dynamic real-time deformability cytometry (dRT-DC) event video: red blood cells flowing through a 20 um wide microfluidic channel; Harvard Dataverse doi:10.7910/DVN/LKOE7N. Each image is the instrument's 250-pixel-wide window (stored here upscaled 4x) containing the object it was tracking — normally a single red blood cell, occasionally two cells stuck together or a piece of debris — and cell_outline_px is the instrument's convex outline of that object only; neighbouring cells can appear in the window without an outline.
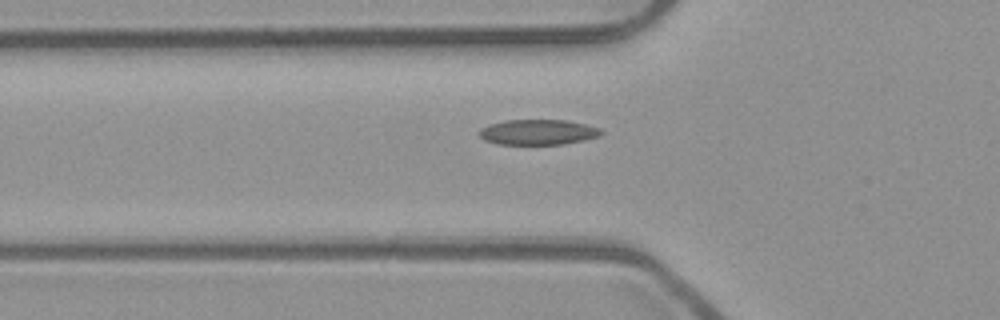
{"species": "common noctule bat (a hibernating species)", "species_latin": "Nyctalus noctula", "temperature_condition": "room temperature", "stored_images_in_passage": 35, "camera_frame_rate_fps": 3000, "um_per_image_px": 0.085, "animal": {"sex": "male", "body_mass_g": 23.1, "forearm_length_mm": 52.7}, "frame": {"image": 1, "passage_image": 2, "time_ms": 0.333, "image_size_px": [1000, 320], "cell_outline_px": [[604, 132], [600, 136], [584, 140], [564, 144], [496, 144], [484, 140], [476, 132], [480, 128], [488, 124], [504, 120], [568, 120], [600, 128]], "centroid_in_image_um": [45.7, 11.23], "position_along_channel_um": 80.1, "area_um2": 18.21}}
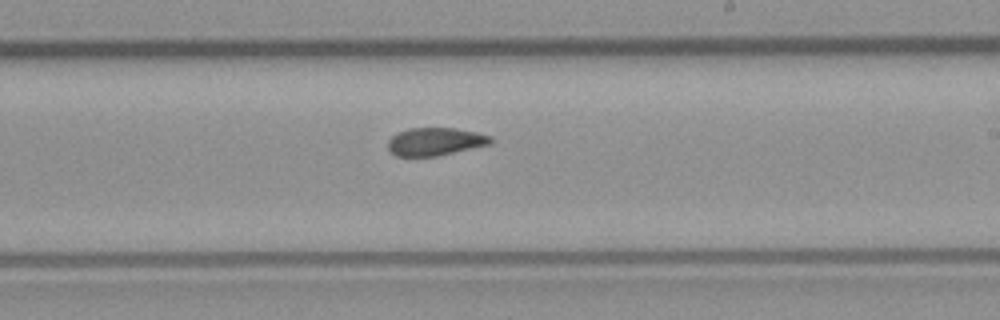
{"frame": {"image": 2, "passage_image": 15, "time_ms": 4.667, "image_size_px": [1000, 320], "cell_outline_px": [[492, 140], [488, 144], [436, 156], [396, 156], [388, 148], [388, 140], [396, 132], [408, 128], [456, 128], [476, 132], [492, 136]], "centroid_in_image_um": [36.95, 12.02], "position_along_channel_um": 252.1, "area_um2": 16.53}}
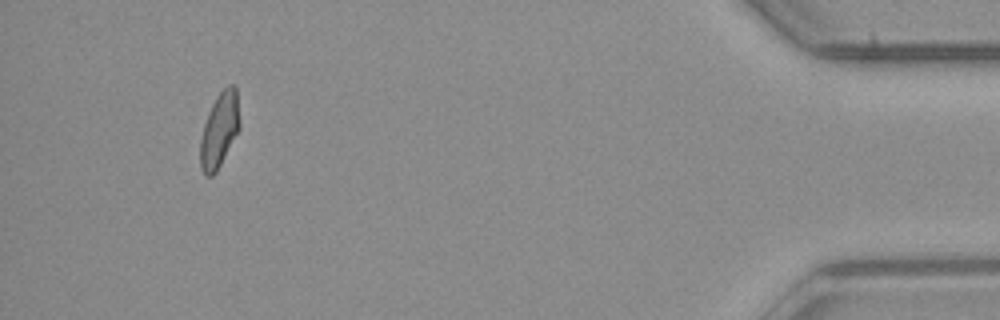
{"frame": {"image": 3, "passage_image": 33, "time_ms": 10.667, "image_size_px": [1000, 320], "cell_outline_px": [[240, 128], [216, 172], [212, 176], [204, 176], [200, 168], [200, 140], [204, 124], [208, 112], [216, 96], [228, 84], [232, 84], [236, 88], [240, 120]], "centroid_in_image_um": [18.64, 11.06], "position_along_channel_um": 416.6, "area_um2": 17.22}, "authors_computed_cell_mechanics": {"area_um2": 17.2822, "velocity_mm_per_s": 3.9428, "shape_relaxation_time_tau1_ms": null, "shape_relaxation_time_tau2_ms": 2.3505, "deformation_change_tau1": null, "deformation_change_tau2": 0.0765}}